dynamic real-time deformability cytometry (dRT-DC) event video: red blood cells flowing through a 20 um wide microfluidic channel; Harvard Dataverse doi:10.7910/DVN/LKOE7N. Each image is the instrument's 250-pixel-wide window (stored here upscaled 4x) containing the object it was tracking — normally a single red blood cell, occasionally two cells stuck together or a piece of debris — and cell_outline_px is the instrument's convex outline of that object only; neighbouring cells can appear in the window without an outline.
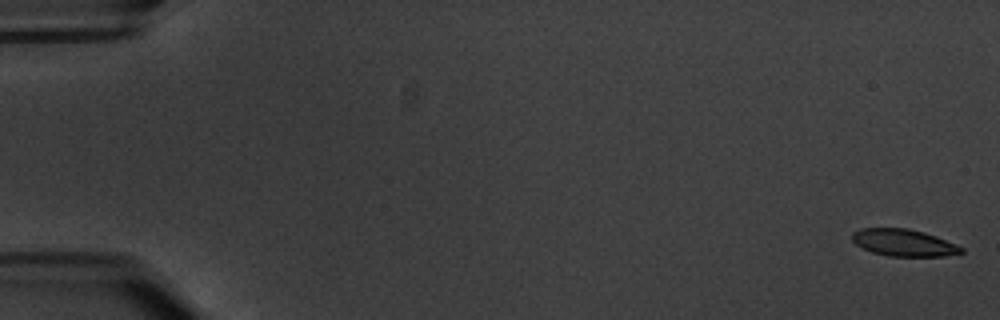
{"species": "common noctule bat (a hibernating species)", "species_latin": "Nyctalus noctula", "temperature_condition": "warm", "stored_images_in_passage": 16, "camera_frame_rate_fps": 3000, "um_per_image_px": 0.085, "animal": {"sex": "male", "body_mass_g": 20.1, "forearm_length_mm": 53.5}, "frame": {"image": 1, "passage_image": 1, "time_ms": 0.0, "image_size_px": [1000, 320], "cell_outline_px": [[964, 252], [944, 256], [888, 256], [872, 252], [856, 244], [852, 240], [852, 232], [860, 228], [908, 228], [924, 232], [936, 236], [956, 244], [964, 248]], "centroid_in_image_um": [76.82, 20.62], "position_along_channel_um": 8.2, "area_um2": 17.17}}
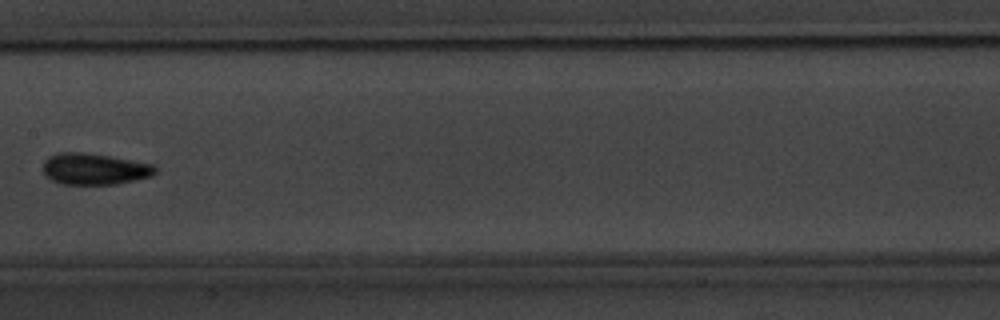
{"frame": {"image": 2, "passage_image": 9, "time_ms": 10.333, "image_size_px": [1000, 320], "cell_outline_px": [[156, 172], [152, 176], [116, 184], [60, 184], [44, 176], [44, 160], [48, 156], [60, 152], [84, 152], [108, 156], [152, 164], [156, 168]], "centroid_in_image_um": [7.99, 14.36], "position_along_channel_um": 199.4, "area_um2": 20.46}}
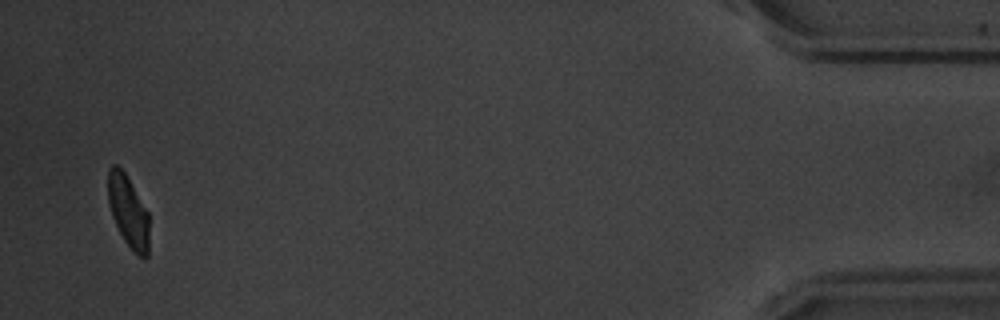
{"frame": {"image": 3, "passage_image": 16, "time_ms": 19.333, "image_size_px": [1000, 320], "cell_outline_px": [[148, 256], [144, 260], [124, 240], [112, 216], [108, 200], [108, 168], [112, 164], [116, 164], [124, 172], [148, 212]], "centroid_in_image_um": [10.89, 17.94], "position_along_channel_um": 424.3, "area_um2": 16.82}, "authors_computed_cell_mechanics": {"area_um2": 18.6694, "velocity_mm_per_s": 3.3742, "shape_relaxation_time_tau1_ms": 3.992, "shape_relaxation_time_tau2_ms": 1.9096, "deformation_change_tau1": 0.1275, "deformation_change_tau2": 0.0805}}